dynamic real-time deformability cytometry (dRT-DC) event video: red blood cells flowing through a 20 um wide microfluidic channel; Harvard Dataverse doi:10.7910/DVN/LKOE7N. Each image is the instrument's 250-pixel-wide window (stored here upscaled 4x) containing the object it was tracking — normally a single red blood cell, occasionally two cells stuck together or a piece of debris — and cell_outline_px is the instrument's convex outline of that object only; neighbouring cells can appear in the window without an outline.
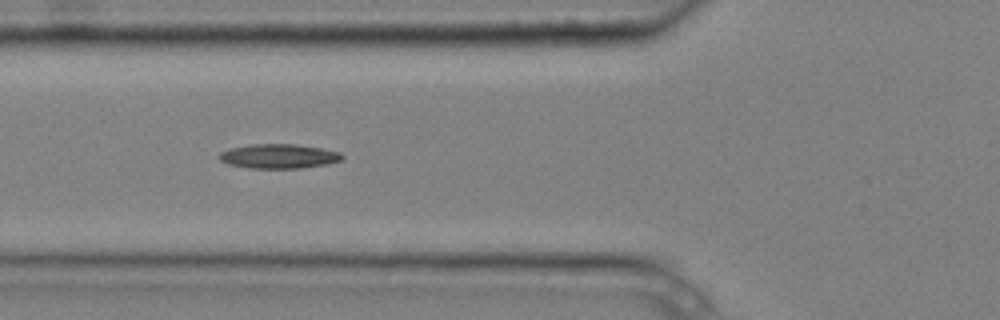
{"species": "common noctule bat (a hibernating species)", "species_latin": "Nyctalus noctula", "temperature_condition": "cold", "stored_images_in_passage": 9, "camera_frame_rate_fps": 3000, "um_per_image_px": 0.085, "animal": {"sex": "male", "body_mass_g": 20.4}, "frame": {"image": 1, "passage_image": 6, "time_ms": 1.667, "image_size_px": [1000, 320], "cell_outline_px": [[344, 156], [340, 160], [328, 164], [300, 168], [248, 168], [228, 164], [220, 160], [220, 152], [228, 148], [252, 144], [296, 144], [320, 148], [340, 152]], "centroid_in_image_um": [23.68, 13.28], "position_along_channel_um": 102.1, "area_um2": 17.46}}
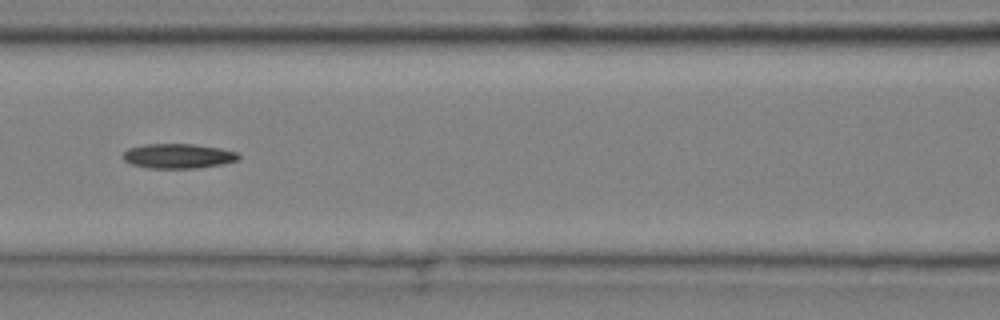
{"frame": {"image": 2, "passage_image": 7, "time_ms": 2.0, "image_size_px": [1000, 320], "cell_outline_px": [[240, 156], [236, 160], [220, 164], [196, 168], [148, 168], [132, 164], [124, 160], [124, 152], [128, 148], [144, 144], [192, 144], [220, 148], [236, 152]], "centroid_in_image_um": [15.11, 13.26], "position_along_channel_um": 151.5, "area_um2": 16.42}}
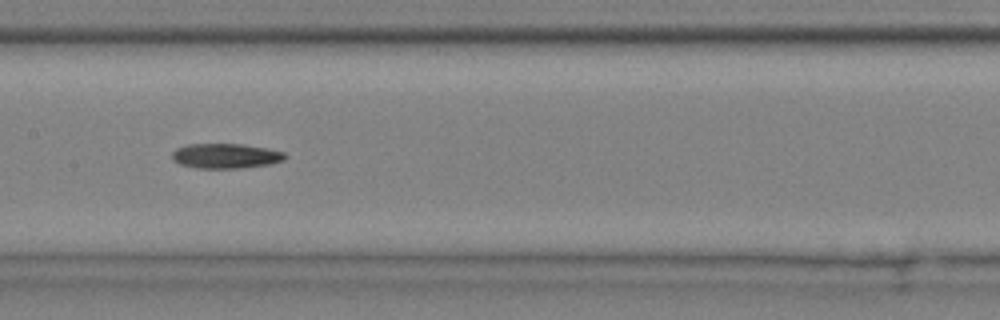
{"frame": {"image": 3, "passage_image": 8, "time_ms": 2.333, "image_size_px": [1000, 320], "cell_outline_px": [[288, 156], [284, 160], [268, 164], [240, 168], [196, 168], [180, 164], [172, 160], [172, 152], [176, 148], [188, 144], [240, 144], [268, 148], [284, 152]], "centroid_in_image_um": [19.17, 13.25], "position_along_channel_um": 188.2, "area_um2": 16.42}}